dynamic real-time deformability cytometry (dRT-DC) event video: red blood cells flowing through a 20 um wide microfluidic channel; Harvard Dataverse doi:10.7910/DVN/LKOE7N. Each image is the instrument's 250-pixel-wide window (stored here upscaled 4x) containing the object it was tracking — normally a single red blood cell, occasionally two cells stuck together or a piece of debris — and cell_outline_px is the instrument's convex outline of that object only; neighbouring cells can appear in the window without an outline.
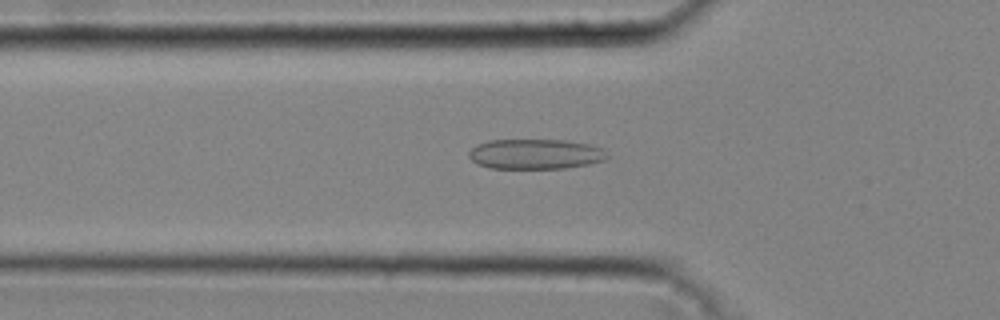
{"species": "common noctule bat (a hibernating species)", "species_latin": "Nyctalus noctula", "temperature_condition": "cold", "stored_images_in_passage": 30, "camera_frame_rate_fps": 3000, "um_per_image_px": 0.085, "animal": {"sex": "male", "body_mass_g": 20.4}, "frame": {"image": 1, "passage_image": 2, "time_ms": 0.333, "image_size_px": [1000, 320], "cell_outline_px": [[608, 156], [604, 160], [588, 164], [564, 168], [488, 168], [476, 164], [468, 156], [468, 152], [476, 144], [488, 140], [564, 140], [592, 144], [604, 148]], "centroid_in_image_um": [45.5, 13.09], "position_along_channel_um": 80.3, "area_um2": 24.45}}
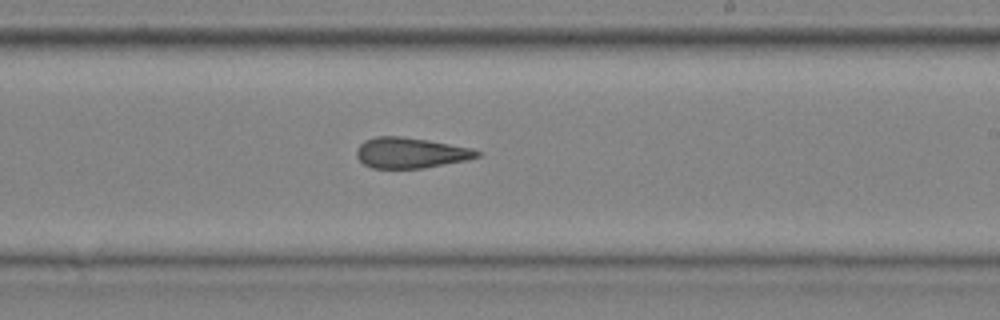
{"frame": {"image": 2, "passage_image": 14, "time_ms": 4.333, "image_size_px": [1000, 320], "cell_outline_px": [[484, 156], [468, 160], [424, 168], [372, 168], [364, 164], [356, 156], [356, 148], [364, 140], [376, 136], [400, 136], [428, 140], [472, 148], [484, 152]], "centroid_in_image_um": [34.95, 12.99], "position_along_channel_um": 254.1, "area_um2": 21.79}}
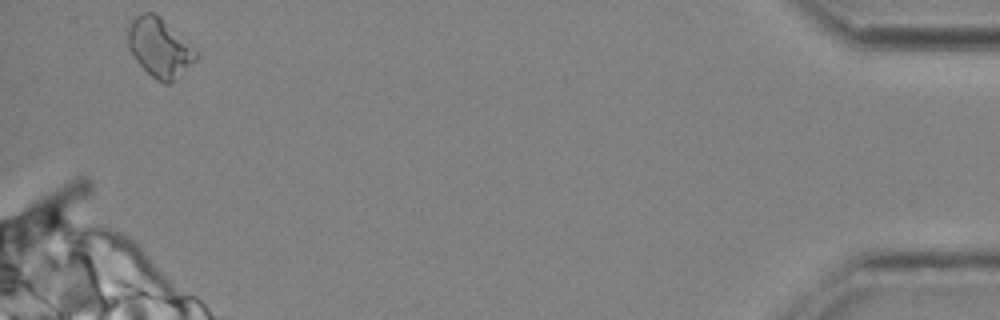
{"frame": {"image": 3, "passage_image": 30, "time_ms": 9.667, "image_size_px": [1000, 320], "cell_outline_px": [[200, 56], [172, 84], [164, 84], [156, 80], [136, 60], [128, 48], [128, 28], [132, 20], [136, 16], [144, 12], [156, 12], [200, 52]], "centroid_in_image_um": [13.61, 4.05], "position_along_channel_um": 421.6, "area_um2": 23.76}, "authors_computed_cell_mechanics": {"area_um2": 21.8484, "velocity_mm_per_s": 4.3347, "shape_relaxation_time_tau1_ms": null, "shape_relaxation_time_tau2_ms": 3.1601, "deformation_change_tau1": null, "deformation_change_tau2": 0.1402}}